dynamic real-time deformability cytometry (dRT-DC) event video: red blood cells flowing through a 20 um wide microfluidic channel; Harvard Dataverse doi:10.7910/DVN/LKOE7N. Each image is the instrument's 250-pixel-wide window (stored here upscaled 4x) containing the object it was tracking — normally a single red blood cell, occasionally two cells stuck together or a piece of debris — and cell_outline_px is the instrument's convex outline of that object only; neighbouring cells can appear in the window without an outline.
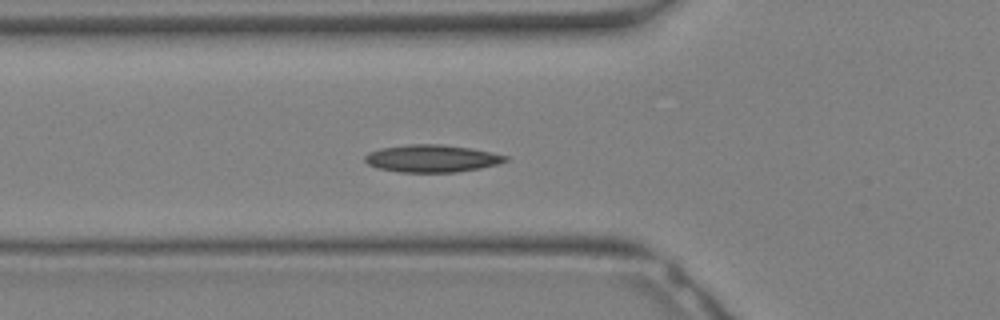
{"species": "Egyptian fruit bat (a non-hibernating species)", "species_latin": "Rousettus aegyptiacus", "temperature_condition": "warm", "stored_images_in_passage": 26, "camera_frame_rate_fps": 3000, "um_per_image_px": 0.085, "animal": {"sex": "female"}, "frame": {"image": 1, "passage_image": 4, "time_ms": 1.0, "image_size_px": [1000, 320], "cell_outline_px": [[508, 160], [496, 164], [480, 168], [456, 172], [400, 172], [376, 168], [368, 164], [364, 160], [364, 156], [368, 152], [380, 148], [408, 144], [440, 144], [468, 148], [492, 152], [508, 156]], "centroid_in_image_um": [36.66, 13.47], "position_along_channel_um": 89.1, "area_um2": 22.43}}
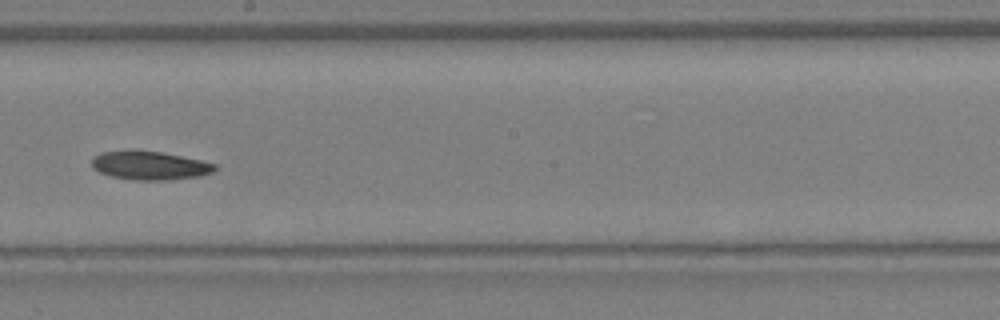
{"frame": {"image": 2, "passage_image": 11, "time_ms": 3.333, "image_size_px": [1000, 320], "cell_outline_px": [[216, 168], [212, 172], [200, 176], [168, 180], [136, 180], [112, 176], [100, 172], [92, 168], [92, 156], [100, 152], [160, 152], [200, 160], [216, 164]], "centroid_in_image_um": [12.73, 14.09], "position_along_channel_um": 235.5, "area_um2": 19.94}}
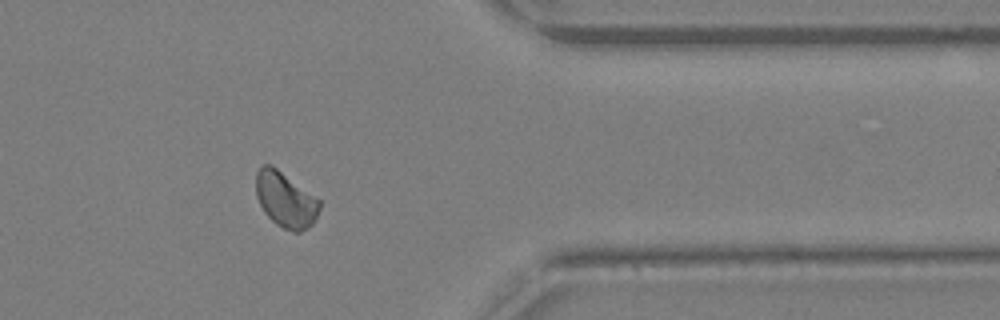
{"frame": {"image": 3, "passage_image": 19, "time_ms": 6.0, "image_size_px": [1000, 320], "cell_outline_px": [[320, 208], [312, 224], [308, 228], [300, 232], [292, 232], [276, 224], [264, 212], [256, 196], [256, 172], [260, 164], [272, 164], [320, 200]], "centroid_in_image_um": [24.25, 16.95], "position_along_channel_um": 387.2, "area_um2": 20.58}}